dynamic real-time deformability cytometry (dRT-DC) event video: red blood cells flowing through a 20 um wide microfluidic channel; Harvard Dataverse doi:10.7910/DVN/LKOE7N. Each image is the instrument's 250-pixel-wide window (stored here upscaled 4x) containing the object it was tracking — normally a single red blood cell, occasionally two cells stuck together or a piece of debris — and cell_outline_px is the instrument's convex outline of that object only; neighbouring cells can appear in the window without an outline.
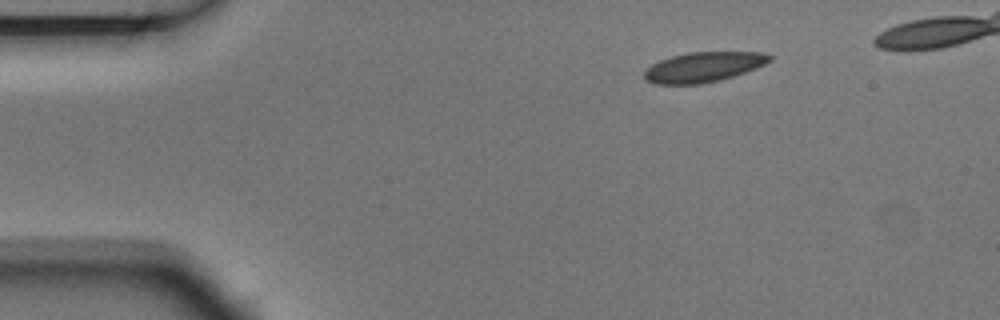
{"species": "Egyptian fruit bat (a non-hibernating species)", "species_latin": "Rousettus aegyptiacus", "temperature_condition": "room temperature", "stored_images_in_passage": 5, "segment_of_instrument_passage": [1, 2], "camera_frame_rate_fps": 3000, "um_per_image_px": 0.085, "animal": {"sex": "male"}, "frame": {"image": 1, "passage_image": 1, "time_ms": 0.0, "image_size_px": [1000, 320], "cell_outline_px": [[772, 60], [756, 68], [720, 80], [700, 84], [656, 84], [644, 80], [644, 72], [652, 64], [660, 60], [672, 56], [688, 52], [760, 52], [772, 56]], "centroid_in_image_um": [59.77, 5.7], "position_along_channel_um": 25.2, "area_um2": 21.79}}
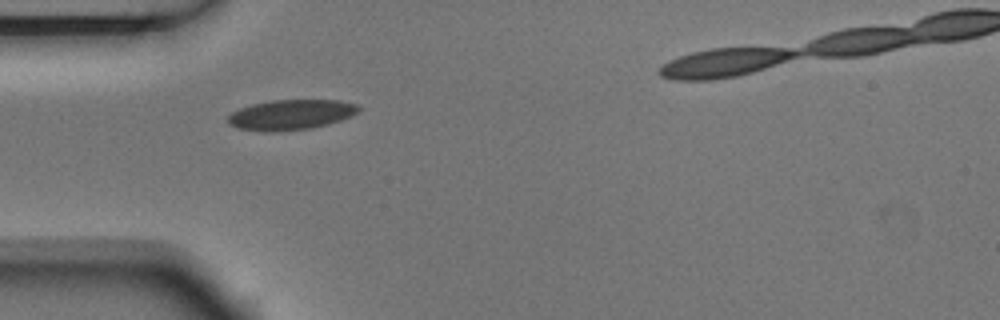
{"frame": {"image": 2, "passage_image": 3, "time_ms": 0.667, "image_size_px": [1000, 320], "cell_outline_px": [[360, 112], [352, 116], [328, 124], [312, 128], [276, 132], [264, 132], [240, 128], [228, 124], [228, 116], [232, 112], [240, 108], [252, 104], [272, 100], [340, 100], [356, 104], [360, 108]], "centroid_in_image_um": [24.75, 9.75], "position_along_channel_um": 60.3, "area_um2": 23.12}}
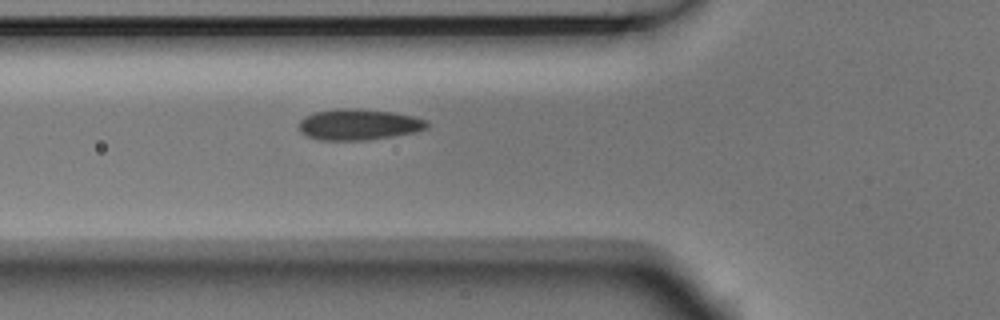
{"frame": {"image": 3, "passage_image": 4, "time_ms": 1.0, "image_size_px": [1000, 320], "cell_outline_px": [[428, 128], [416, 132], [392, 136], [364, 140], [320, 140], [308, 136], [300, 132], [300, 120], [304, 116], [312, 112], [336, 108], [360, 108], [396, 112], [428, 120]], "centroid_in_image_um": [30.5, 10.56], "position_along_channel_um": 95.3, "area_um2": 23.41}}